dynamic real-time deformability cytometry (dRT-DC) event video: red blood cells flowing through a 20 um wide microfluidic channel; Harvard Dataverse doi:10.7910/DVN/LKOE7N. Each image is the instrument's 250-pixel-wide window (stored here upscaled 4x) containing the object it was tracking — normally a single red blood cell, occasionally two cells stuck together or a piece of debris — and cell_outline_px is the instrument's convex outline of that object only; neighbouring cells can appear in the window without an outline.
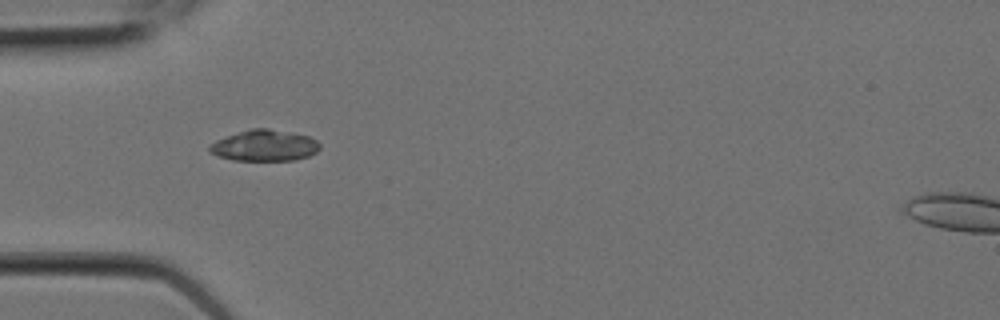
{"species": "Egyptian fruit bat (a non-hibernating species)", "species_latin": "Rousettus aegyptiacus", "temperature_condition": "room temperature", "stored_images_in_passage": 7, "camera_frame_rate_fps": 3000, "um_per_image_px": 0.085, "animal": {"sex": "female"}, "frame": {"image": 1, "passage_image": 6, "time_ms": 1.667, "image_size_px": [1000, 320], "cell_outline_px": [[320, 148], [316, 152], [308, 156], [296, 160], [232, 160], [216, 156], [208, 152], [208, 144], [216, 140], [252, 128], [268, 128], [308, 136], [316, 140], [320, 144]], "centroid_in_image_um": [22.45, 12.38], "position_along_channel_um": 62.6, "area_um2": 20.0}}
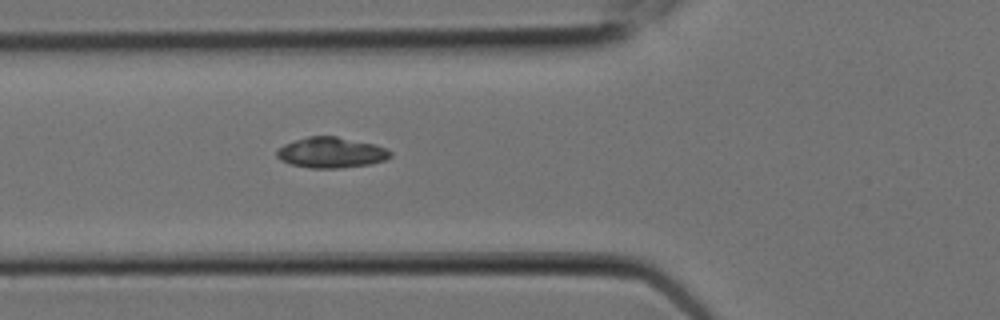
{"frame": {"image": 2, "passage_image": 7, "time_ms": 2.0, "image_size_px": [1000, 320], "cell_outline_px": [[392, 156], [384, 160], [372, 164], [340, 168], [308, 168], [288, 164], [280, 160], [276, 156], [276, 152], [284, 144], [308, 136], [336, 136], [376, 144], [388, 148], [392, 152]], "centroid_in_image_um": [28.17, 12.97], "position_along_channel_um": 97.6, "area_um2": 20.52}}